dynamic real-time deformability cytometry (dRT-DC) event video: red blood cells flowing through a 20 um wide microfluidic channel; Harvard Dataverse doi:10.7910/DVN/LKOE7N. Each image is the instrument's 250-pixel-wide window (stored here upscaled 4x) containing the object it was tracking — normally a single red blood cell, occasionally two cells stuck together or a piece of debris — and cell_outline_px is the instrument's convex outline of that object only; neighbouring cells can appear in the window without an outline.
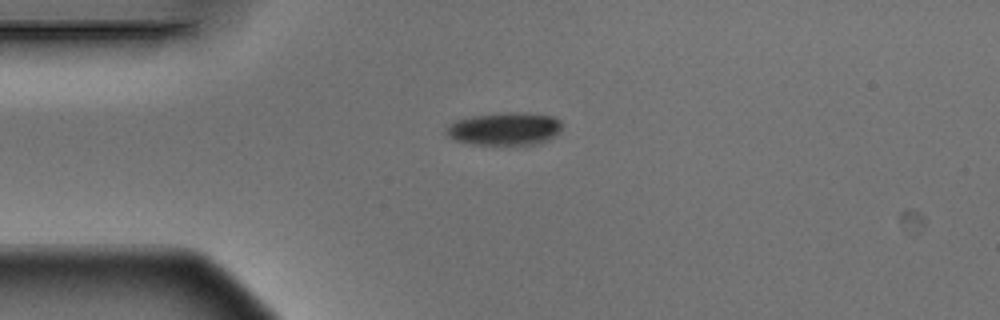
{"species": "Egyptian fruit bat (a non-hibernating species)", "species_latin": "Rousettus aegyptiacus", "temperature_condition": "warm", "stored_images_in_passage": 6, "camera_frame_rate_fps": 3000, "um_per_image_px": 0.085, "animal": {"sex": "male"}, "frame": {"image": 1, "passage_image": 1, "time_ms": 0.0, "image_size_px": [1000, 320], "cell_outline_px": [[560, 132], [556, 136], [548, 140], [536, 144], [472, 144], [456, 140], [448, 136], [448, 124], [456, 120], [472, 116], [508, 112], [524, 112], [552, 116], [560, 120]], "centroid_in_image_um": [42.93, 10.94], "position_along_channel_um": 42.1, "area_um2": 21.96}}
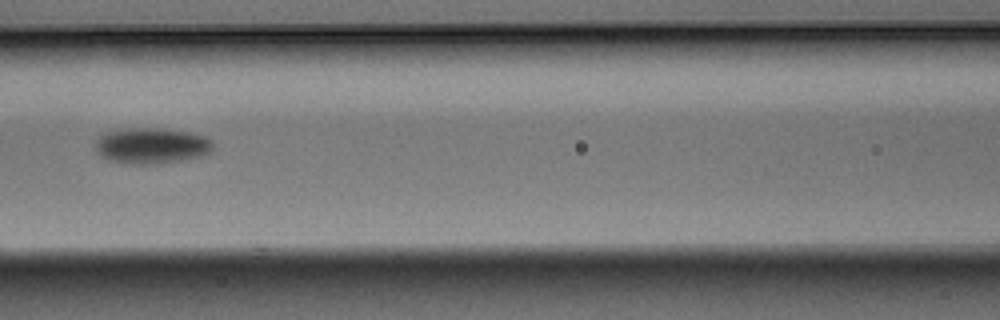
{"frame": {"image": 2, "passage_image": 4, "time_ms": 1.0, "image_size_px": [1000, 320], "cell_outline_px": [[212, 148], [208, 156], [160, 164], [124, 164], [108, 160], [100, 156], [96, 152], [96, 140], [100, 136], [108, 132], [132, 128], [156, 128], [192, 132], [204, 136], [212, 140]], "centroid_in_image_um": [12.92, 12.41], "position_along_channel_um": 153.7, "area_um2": 24.97}}
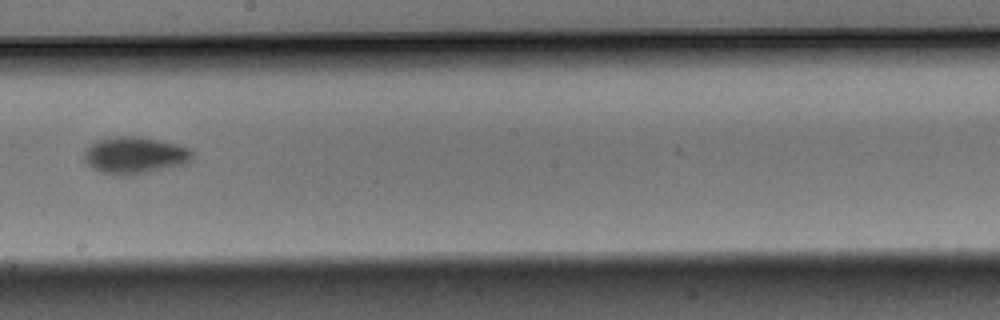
{"frame": {"image": 3, "passage_image": 6, "time_ms": 1.667, "image_size_px": [1000, 320], "cell_outline_px": [[192, 156], [184, 164], [132, 176], [120, 176], [100, 172], [92, 168], [84, 160], [84, 152], [96, 140], [120, 136], [136, 136], [160, 140], [192, 148]], "centroid_in_image_um": [11.45, 13.21], "position_along_channel_um": 236.8, "area_um2": 23.29}}